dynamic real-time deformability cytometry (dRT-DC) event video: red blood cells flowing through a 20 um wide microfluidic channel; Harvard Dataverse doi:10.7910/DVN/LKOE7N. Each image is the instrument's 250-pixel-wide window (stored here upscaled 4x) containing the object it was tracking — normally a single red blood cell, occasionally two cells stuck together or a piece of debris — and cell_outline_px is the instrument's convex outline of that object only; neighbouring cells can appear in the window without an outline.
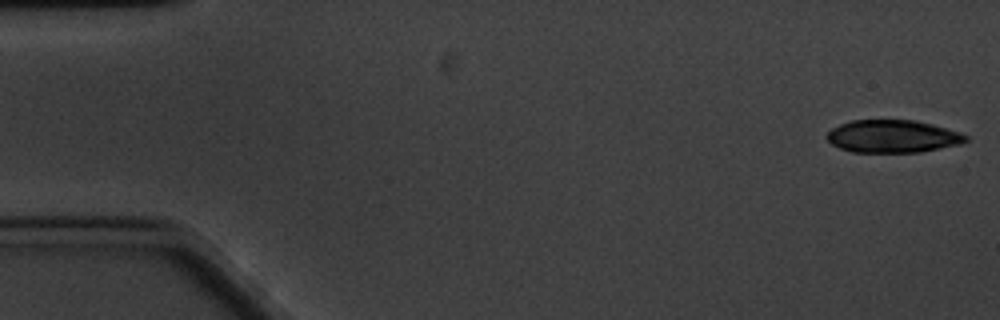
{"species": "common noctule bat (a hibernating species)", "species_latin": "Nyctalus noctula", "temperature_condition": "cold", "stored_images_in_passage": 14, "camera_frame_rate_fps": 3000, "um_per_image_px": 0.085, "animal": {"sex": "male", "body_mass_g": 20.1, "forearm_length_mm": 53.5}, "frame": {"image": 1, "passage_image": 1, "time_ms": 0.0, "image_size_px": [1000, 320], "cell_outline_px": [[968, 140], [960, 144], [920, 152], [852, 152], [840, 148], [832, 144], [824, 136], [832, 128], [840, 124], [852, 120], [916, 120], [932, 124], [960, 132], [968, 136]], "centroid_in_image_um": [75.87, 11.58], "position_along_channel_um": 9.1, "area_um2": 26.47}}
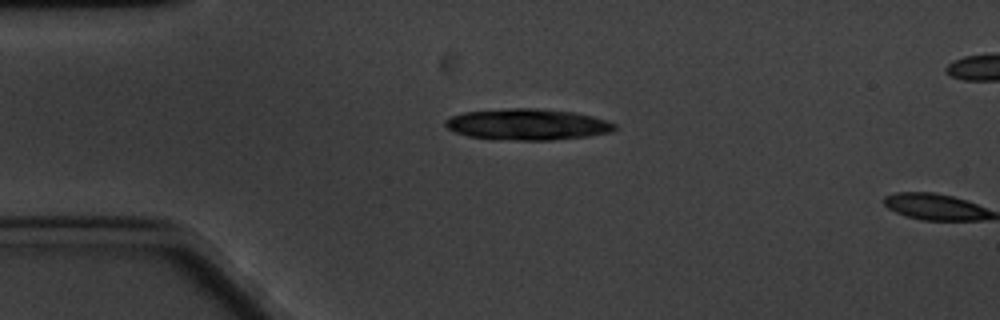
{"frame": {"image": 2, "passage_image": 13, "time_ms": 4.0, "image_size_px": [1000, 320], "cell_outline_px": [[616, 128], [612, 132], [588, 136], [552, 140], [500, 140], [468, 136], [456, 132], [448, 128], [444, 124], [444, 120], [452, 116], [464, 112], [508, 108], [536, 108], [576, 112], [608, 120], [616, 124]], "centroid_in_image_um": [44.86, 10.57], "position_along_channel_um": 40.1, "area_um2": 30.98}}